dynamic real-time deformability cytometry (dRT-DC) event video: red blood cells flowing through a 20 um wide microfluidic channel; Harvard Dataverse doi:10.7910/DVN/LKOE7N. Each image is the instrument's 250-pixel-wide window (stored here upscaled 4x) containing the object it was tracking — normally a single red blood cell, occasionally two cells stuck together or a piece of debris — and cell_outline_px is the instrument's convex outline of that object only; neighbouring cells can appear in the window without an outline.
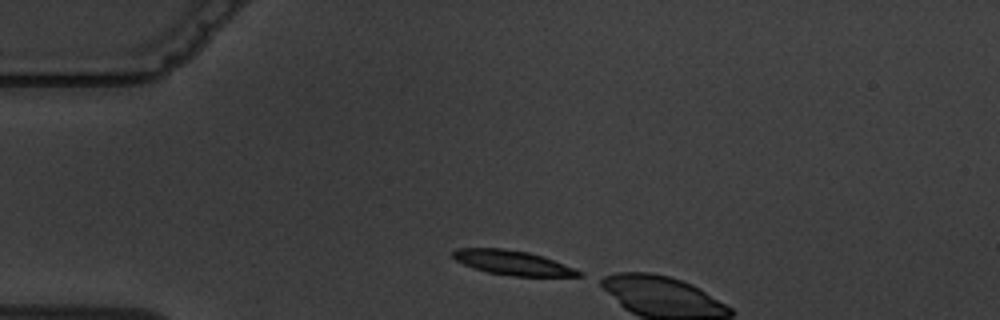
{"species": "common noctule bat (a hibernating species)", "species_latin": "Nyctalus noctula", "temperature_condition": "warm", "stored_images_in_passage": 2, "camera_frame_rate_fps": 3000, "um_per_image_px": 0.085, "animal": {"sex": "male", "body_mass_g": 19.5, "forearm_length_mm": 54.6}, "frame": {"image": 1, "passage_image": 1, "time_ms": 0.0, "image_size_px": [1000, 320], "cell_outline_px": [[584, 276], [516, 276], [488, 272], [464, 264], [456, 260], [452, 256], [452, 252], [456, 248], [504, 248], [528, 252], [544, 256], [576, 268], [584, 272]], "centroid_in_image_um": [43.64, 22.32], "position_along_channel_um": 41.4, "area_um2": 17.98}}